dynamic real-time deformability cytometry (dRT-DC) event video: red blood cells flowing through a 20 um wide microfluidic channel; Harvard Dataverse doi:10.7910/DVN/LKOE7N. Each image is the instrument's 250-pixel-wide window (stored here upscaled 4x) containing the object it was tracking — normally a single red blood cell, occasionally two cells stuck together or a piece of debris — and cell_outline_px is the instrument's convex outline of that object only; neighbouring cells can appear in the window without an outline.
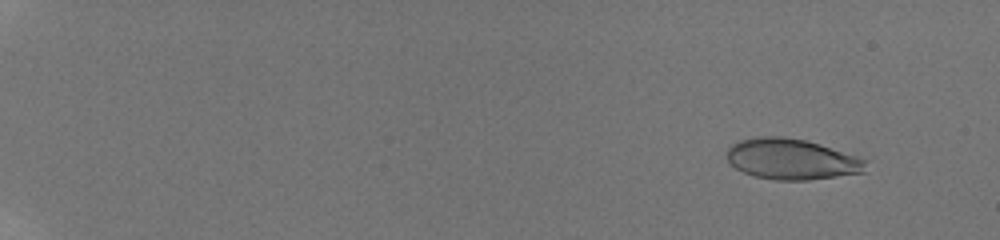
{"species": "human", "species_latin": "Homo sapiens", "temperature_condition": "room temperature", "stored_images_in_passage": 11, "camera_frame_rate_fps": 3000, "um_per_image_px": 0.085, "donor": {"sex": "male"}, "frame": {"image": 1, "passage_image": 3, "time_ms": 1.667, "image_size_px": [1000, 240], "cell_outline_px": [[868, 160], [864, 172], [808, 180], [772, 180], [752, 176], [736, 168], [728, 160], [728, 148], [732, 144], [740, 140], [760, 136], [780, 136], [804, 140], [820, 144]], "centroid_in_image_um": [67.28, 13.53], "position_along_channel_um": 17.7, "area_um2": 32.83}}
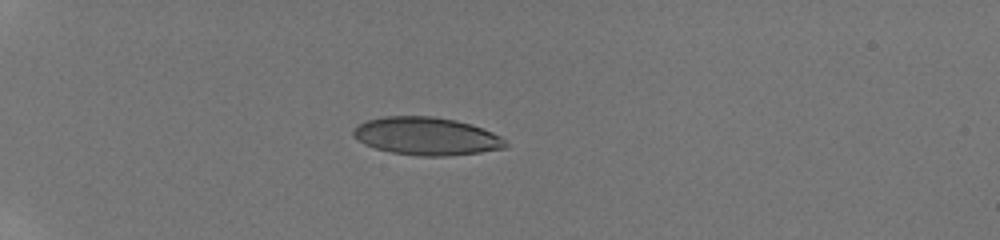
{"frame": {"image": 2, "passage_image": 8, "time_ms": 6.0, "image_size_px": [1000, 240], "cell_outline_px": [[508, 144], [504, 148], [480, 152], [448, 156], [420, 156], [392, 152], [376, 148], [364, 144], [352, 136], [352, 132], [360, 124], [368, 120], [384, 116], [432, 116], [456, 120], [492, 132], [500, 136]], "centroid_in_image_um": [36.24, 11.58], "position_along_channel_um": 48.8, "area_um2": 33.29}}
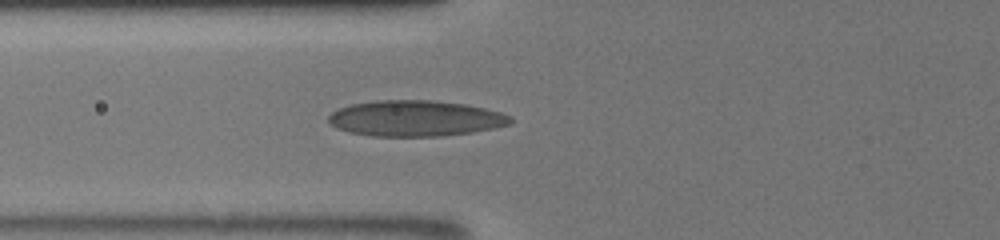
{"frame": {"image": 3, "passage_image": 11, "time_ms": 8.333, "image_size_px": [1000, 240], "cell_outline_px": [[512, 124], [472, 132], [440, 136], [372, 136], [348, 132], [336, 128], [328, 124], [328, 116], [336, 108], [352, 104], [376, 100], [432, 100], [468, 104], [500, 112], [512, 116]], "centroid_in_image_um": [35.28, 10.05], "position_along_channel_um": 90.5, "area_um2": 38.32}}